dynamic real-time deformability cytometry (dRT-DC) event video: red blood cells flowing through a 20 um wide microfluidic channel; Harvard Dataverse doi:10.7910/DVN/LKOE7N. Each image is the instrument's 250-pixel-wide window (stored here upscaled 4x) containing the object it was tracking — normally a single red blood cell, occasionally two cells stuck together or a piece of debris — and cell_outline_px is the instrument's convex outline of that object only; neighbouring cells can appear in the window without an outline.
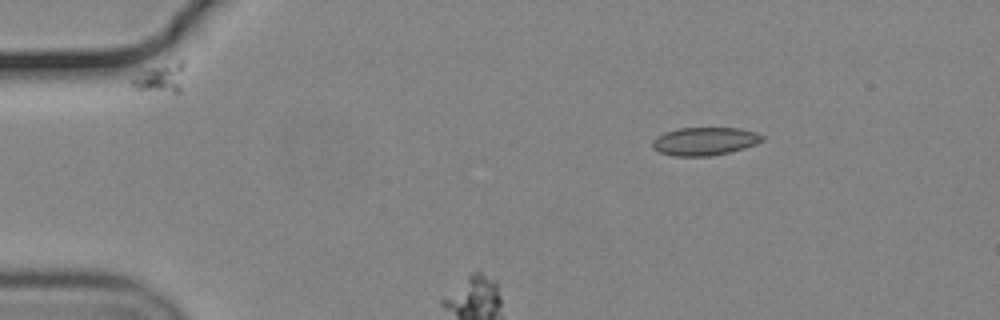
{"species": "common noctule bat (a hibernating species)", "species_latin": "Nyctalus noctula", "temperature_condition": "cold", "stored_images_in_passage": 35, "camera_frame_rate_fps": 3000, "um_per_image_px": 0.085, "animal": {"sex": "male", "body_mass_g": 19.2, "forearm_length_mm": 51.8}, "frame": {"image": 1, "passage_image": 1, "time_ms": 0.0, "image_size_px": [1000, 320], "cell_outline_px": [[764, 140], [756, 144], [744, 148], [728, 152], [708, 156], [676, 156], [660, 152], [652, 148], [652, 140], [656, 136], [664, 132], [680, 128], [740, 128], [756, 132], [764, 136]], "centroid_in_image_um": [59.89, 12.0], "position_along_channel_um": 25.1, "area_um2": 17.98}}
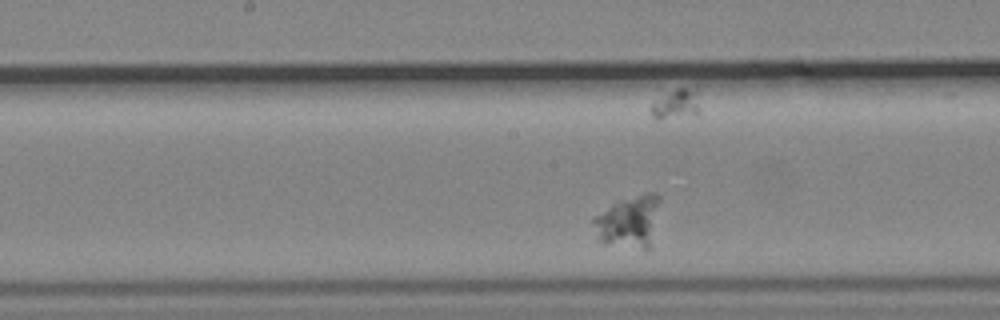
{"frame": {"image": 2, "passage_image": 17, "time_ms": 5.333, "image_size_px": [1000, 320], "cell_outline_px": [[660, 200], [652, 248], [648, 252], [644, 252], [604, 244], [600, 240], [592, 220], [592, 216], [612, 204], [620, 200], [644, 192], [652, 192], [660, 196]], "centroid_in_image_um": [53.49, 18.9], "position_along_channel_um": 194.7, "area_um2": 21.1}}
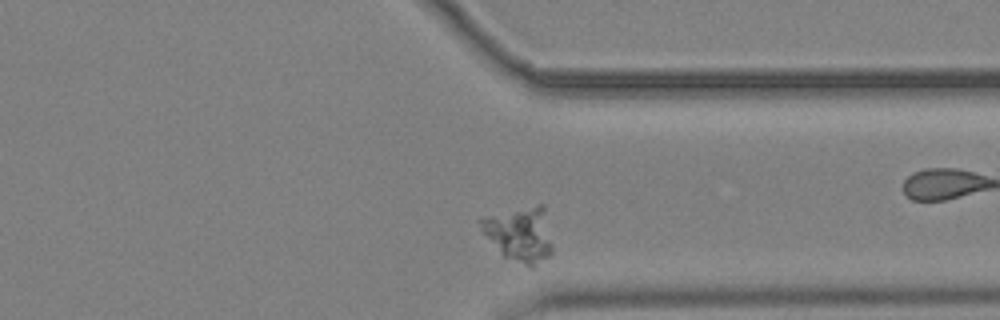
{"frame": {"image": 3, "passage_image": 32, "time_ms": 10.333, "image_size_px": [1000, 320], "cell_outline_px": [[552, 252], [548, 256], [532, 268], [504, 256], [500, 252], [480, 228], [476, 220], [540, 204], [544, 204], [552, 244]], "centroid_in_image_um": [44.23, 19.92], "position_along_channel_um": 367.2, "area_um2": 22.25}}